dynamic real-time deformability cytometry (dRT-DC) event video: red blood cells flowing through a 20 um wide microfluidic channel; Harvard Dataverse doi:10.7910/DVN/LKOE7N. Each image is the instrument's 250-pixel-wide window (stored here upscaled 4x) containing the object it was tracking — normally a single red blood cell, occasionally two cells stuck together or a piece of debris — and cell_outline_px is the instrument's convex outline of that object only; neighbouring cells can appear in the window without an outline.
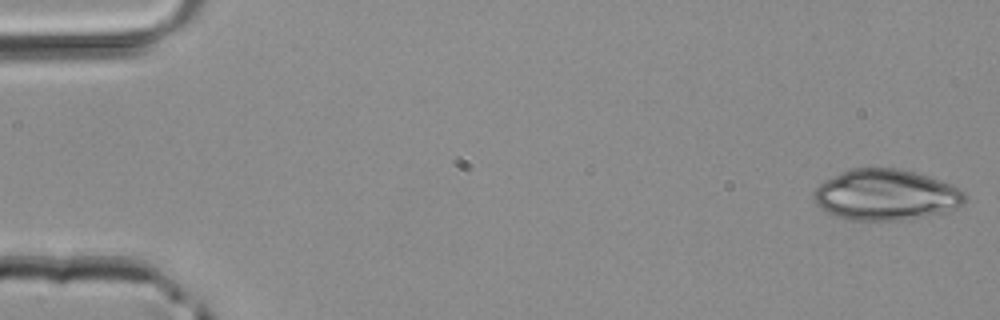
{"species": "common noctule bat (a hibernating species)", "species_latin": "Nyctalus noctula", "temperature_condition": "room temperature", "stored_images_in_passage": 4, "camera_frame_rate_fps": 3000, "um_per_image_px": 0.085, "animal": {"sex": "male", "body_mass_g": 20.4}, "frame": {"image": 1, "passage_image": 1, "time_ms": 0.0, "image_size_px": [1000, 320], "cell_outline_px": [[964, 204], [956, 208], [944, 212], [924, 216], [896, 220], [852, 220], [836, 216], [820, 208], [812, 196], [816, 188], [824, 180], [840, 172], [852, 168], [900, 168], [916, 172], [952, 184], [964, 192]], "centroid_in_image_um": [75.29, 16.55], "position_along_channel_um": 9.7, "area_um2": 44.68}}